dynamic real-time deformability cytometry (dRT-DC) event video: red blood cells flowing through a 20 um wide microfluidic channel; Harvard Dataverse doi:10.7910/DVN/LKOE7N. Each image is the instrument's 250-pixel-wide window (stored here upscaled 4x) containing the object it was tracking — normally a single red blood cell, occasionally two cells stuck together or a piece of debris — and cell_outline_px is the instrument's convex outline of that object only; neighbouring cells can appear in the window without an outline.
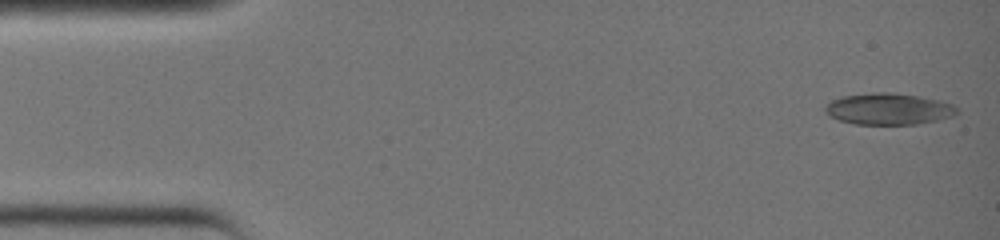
{"species": "common noctule bat (a hibernating species)", "species_latin": "Nyctalus noctula", "temperature_condition": "warm", "stored_images_in_passage": 36, "camera_frame_rate_fps": 3000, "um_per_image_px": 0.085, "animal": {"sex": "female", "body_mass_g": 19.0, "forearm_length_mm": 51.5}, "frame": {"image": 1, "passage_image": 1, "time_ms": 0.0, "image_size_px": [1000, 240], "cell_outline_px": [[956, 112], [944, 116], [912, 124], [860, 124], [840, 120], [832, 116], [828, 112], [828, 104], [832, 100], [844, 96], [884, 92], [916, 96], [936, 100], [948, 104], [956, 108]], "centroid_in_image_um": [75.44, 9.25], "position_along_channel_um": 9.6, "area_um2": 22.48}}
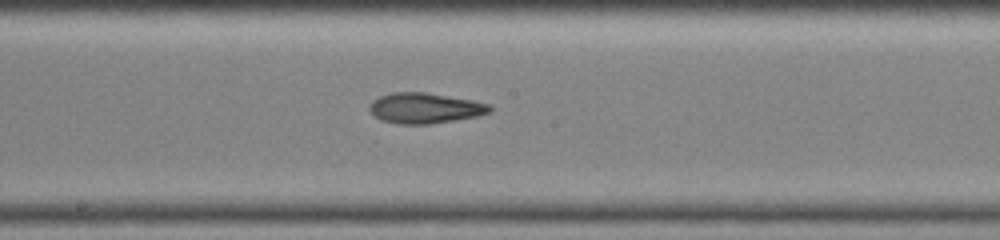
{"frame": {"image": 2, "passage_image": 20, "time_ms": 6.333, "image_size_px": [1000, 240], "cell_outline_px": [[492, 112], [476, 116], [428, 124], [396, 124], [380, 120], [368, 108], [368, 104], [372, 100], [380, 96], [392, 92], [424, 92], [472, 100], [492, 104]], "centroid_in_image_um": [36.1, 9.18], "position_along_channel_um": 212.1, "area_um2": 21.39}}
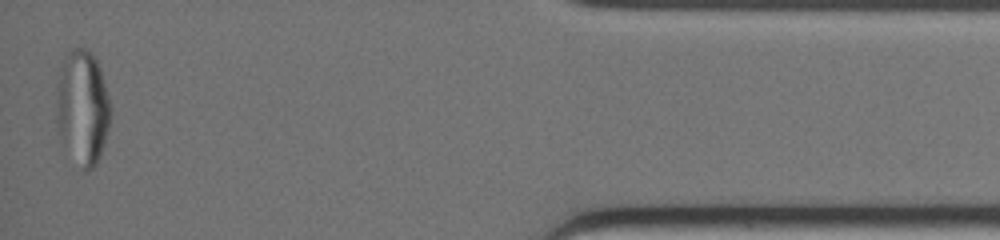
{"frame": {"image": 3, "passage_image": 36, "time_ms": 11.667, "image_size_px": [1000, 240], "cell_outline_px": [[112, 112], [108, 128], [100, 156], [96, 164], [92, 168], [84, 172], [60, 132], [56, 120], [56, 88], [60, 68], [68, 52], [72, 48], [84, 48], [92, 52], [100, 68], [112, 108]], "centroid_in_image_um": [7.04, 9.06], "position_along_channel_um": 428.2, "area_um2": 35.6}}